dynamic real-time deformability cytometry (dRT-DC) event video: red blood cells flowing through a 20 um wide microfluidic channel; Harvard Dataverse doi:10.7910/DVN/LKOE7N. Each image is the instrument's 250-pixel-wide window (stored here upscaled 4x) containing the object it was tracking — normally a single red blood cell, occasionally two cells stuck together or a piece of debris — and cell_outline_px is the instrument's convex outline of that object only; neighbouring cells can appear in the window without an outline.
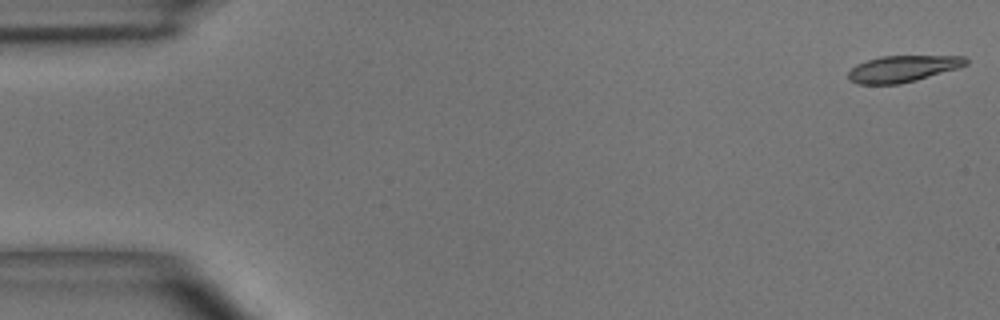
{"species": "common noctule bat (a hibernating species)", "species_latin": "Nyctalus noctula", "temperature_condition": "room temperature", "stored_images_in_passage": 10, "camera_frame_rate_fps": 3000, "um_per_image_px": 0.085, "animal": {"sex": "male", "body_mass_g": 15.6}, "frame": {"image": 1, "passage_image": 1, "time_ms": 0.0, "image_size_px": [1000, 320], "cell_outline_px": [[968, 64], [956, 68], [916, 80], [900, 84], [856, 84], [848, 80], [848, 72], [856, 64], [880, 56], [964, 56], [968, 60]], "centroid_in_image_um": [76.69, 5.84], "position_along_channel_um": 8.3, "area_um2": 18.03}}